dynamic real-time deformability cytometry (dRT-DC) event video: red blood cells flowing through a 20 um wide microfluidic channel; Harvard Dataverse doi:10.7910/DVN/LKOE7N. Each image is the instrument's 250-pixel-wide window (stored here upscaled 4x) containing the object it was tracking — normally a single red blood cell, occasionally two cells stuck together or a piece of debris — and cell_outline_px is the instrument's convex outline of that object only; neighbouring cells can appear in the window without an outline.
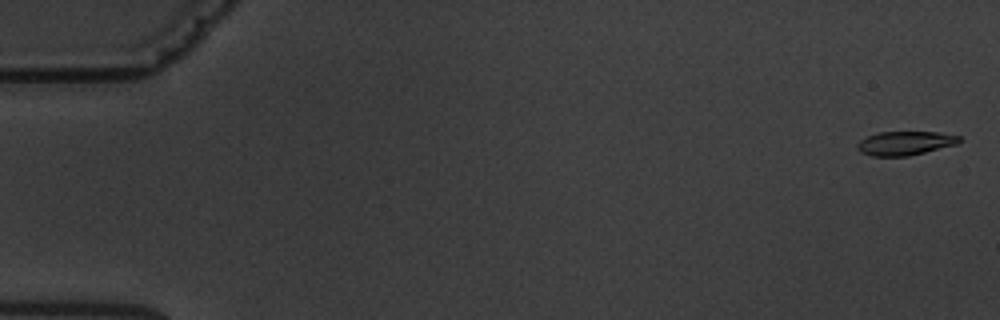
{"species": "common noctule bat (a hibernating species)", "species_latin": "Nyctalus noctula", "temperature_condition": "warm", "stored_images_in_passage": 4, "camera_frame_rate_fps": 3000, "um_per_image_px": 0.085, "animal": {"sex": "male", "body_mass_g": 19.5, "forearm_length_mm": 54.6}, "frame": {"image": 1, "passage_image": 1, "time_ms": 0.0, "image_size_px": [1000, 320], "cell_outline_px": [[964, 140], [956, 144], [908, 156], [872, 156], [860, 152], [856, 148], [856, 144], [860, 140], [876, 132], [940, 132], [960, 136]], "centroid_in_image_um": [76.92, 12.16], "position_along_channel_um": 8.1, "area_um2": 14.28}}
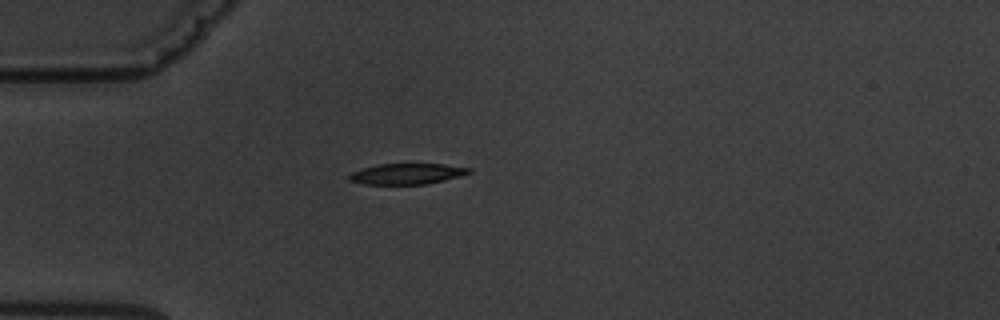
{"frame": {"image": 2, "passage_image": 4, "time_ms": 5.0, "image_size_px": [1000, 320], "cell_outline_px": [[472, 172], [460, 176], [428, 184], [364, 184], [348, 180], [348, 176], [352, 172], [376, 164], [444, 164], [472, 168]], "centroid_in_image_um": [34.61, 14.77], "position_along_channel_um": 50.4, "area_um2": 14.51}}